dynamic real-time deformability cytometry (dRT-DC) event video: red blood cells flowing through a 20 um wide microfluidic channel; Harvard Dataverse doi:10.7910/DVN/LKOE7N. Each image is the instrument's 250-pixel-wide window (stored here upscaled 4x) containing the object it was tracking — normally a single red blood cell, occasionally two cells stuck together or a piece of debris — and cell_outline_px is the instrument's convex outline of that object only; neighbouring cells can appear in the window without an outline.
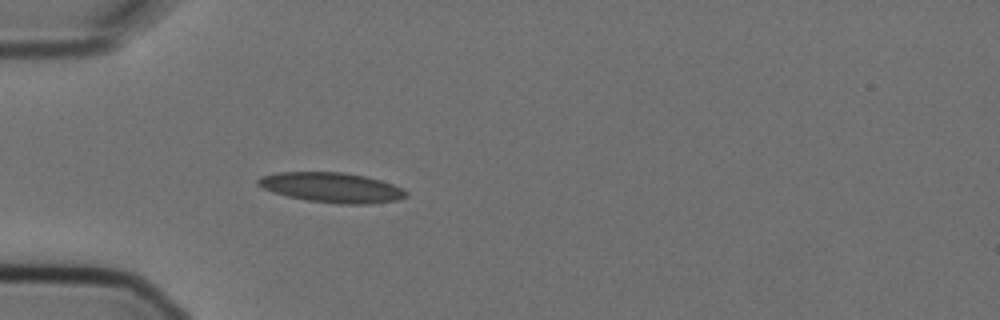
{"species": "Egyptian fruit bat (a non-hibernating species)", "species_latin": "Rousettus aegyptiacus", "temperature_condition": "cold", "stored_images_in_passage": 4, "camera_frame_rate_fps": 3000, "um_per_image_px": 0.085, "animal": {"sex": "female"}, "frame": {"image": 1, "passage_image": 4, "time_ms": 1.0, "image_size_px": [1000, 320], "cell_outline_px": [[408, 196], [396, 200], [368, 204], [340, 204], [308, 200], [288, 196], [272, 192], [256, 184], [256, 180], [260, 176], [276, 172], [344, 172], [364, 176], [380, 180], [392, 184], [408, 192]], "centroid_in_image_um": [28.17, 15.93], "position_along_channel_um": 56.8, "area_um2": 25.78}}